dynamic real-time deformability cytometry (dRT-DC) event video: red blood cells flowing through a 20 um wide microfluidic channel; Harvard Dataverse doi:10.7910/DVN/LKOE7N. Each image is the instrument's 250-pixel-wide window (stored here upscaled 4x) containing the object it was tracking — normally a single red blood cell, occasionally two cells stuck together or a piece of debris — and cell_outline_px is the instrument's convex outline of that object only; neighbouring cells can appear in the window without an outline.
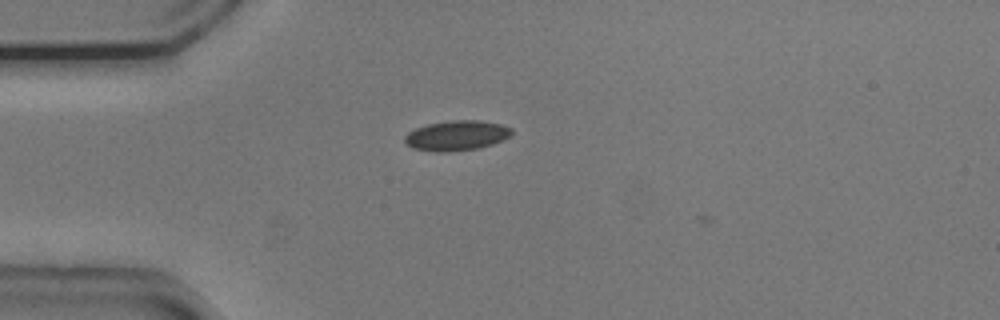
{"species": "common noctule bat (a hibernating species)", "species_latin": "Nyctalus noctula", "temperature_condition": "cold", "stored_images_in_passage": 4, "camera_frame_rate_fps": 3000, "um_per_image_px": 0.085, "animal": {"sex": "male", "body_mass_g": 20.5, "forearm_length_mm": 52.5}, "frame": {"image": 1, "passage_image": 3, "time_ms": 0.667, "image_size_px": [1000, 320], "cell_outline_px": [[512, 132], [504, 140], [480, 148], [448, 152], [436, 152], [412, 148], [404, 140], [404, 136], [408, 132], [416, 128], [428, 124], [452, 120], [480, 120], [500, 124], [512, 128]], "centroid_in_image_um": [38.81, 11.52], "position_along_channel_um": 46.2, "area_um2": 18.73}}